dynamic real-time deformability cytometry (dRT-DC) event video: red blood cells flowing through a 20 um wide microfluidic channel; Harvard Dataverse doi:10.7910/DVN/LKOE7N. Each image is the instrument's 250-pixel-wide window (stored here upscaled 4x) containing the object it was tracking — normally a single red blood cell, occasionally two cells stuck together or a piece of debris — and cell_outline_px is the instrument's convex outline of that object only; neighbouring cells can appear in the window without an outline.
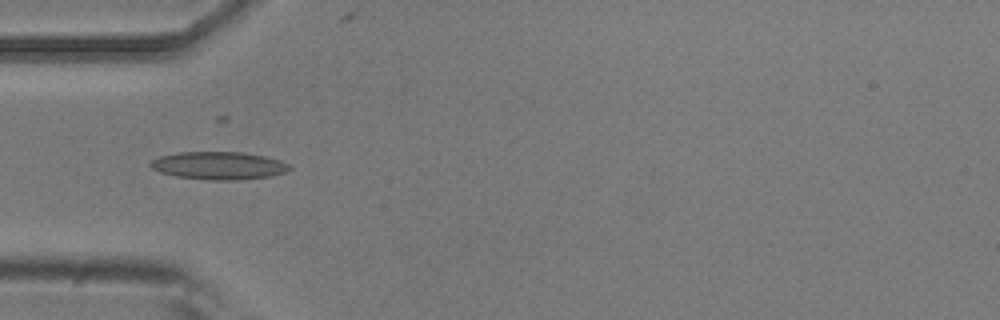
{"species": "common noctule bat (a hibernating species)", "species_latin": "Nyctalus noctula", "temperature_condition": "room temperature", "stored_images_in_passage": 6, "camera_frame_rate_fps": 3000, "um_per_image_px": 0.085, "animal": {"sex": "male", "body_mass_g": 20.5, "forearm_length_mm": 52.5}, "frame": {"image": 1, "passage_image": 2, "time_ms": 0.333, "image_size_px": [1000, 320], "cell_outline_px": [[292, 168], [284, 172], [268, 176], [236, 180], [212, 180], [176, 176], [160, 172], [152, 168], [148, 164], [152, 160], [160, 156], [180, 152], [240, 152], [264, 156], [280, 160], [288, 164]], "centroid_in_image_um": [18.57, 14.07], "position_along_channel_um": 66.4, "area_um2": 22.25}}
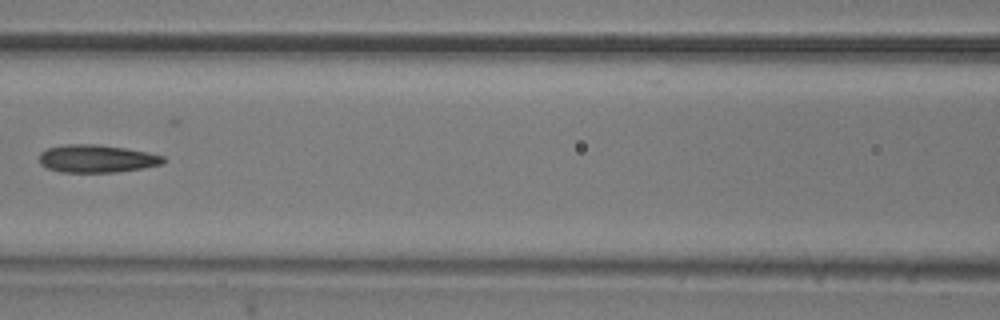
{"frame": {"image": 2, "passage_image": 4, "time_ms": 1.0, "image_size_px": [1000, 320], "cell_outline_px": [[164, 164], [116, 172], [60, 172], [48, 168], [40, 164], [40, 152], [48, 148], [64, 144], [96, 144], [124, 148], [148, 152], [164, 156]], "centroid_in_image_um": [8.21, 13.48], "position_along_channel_um": 158.4, "area_um2": 20.0}}
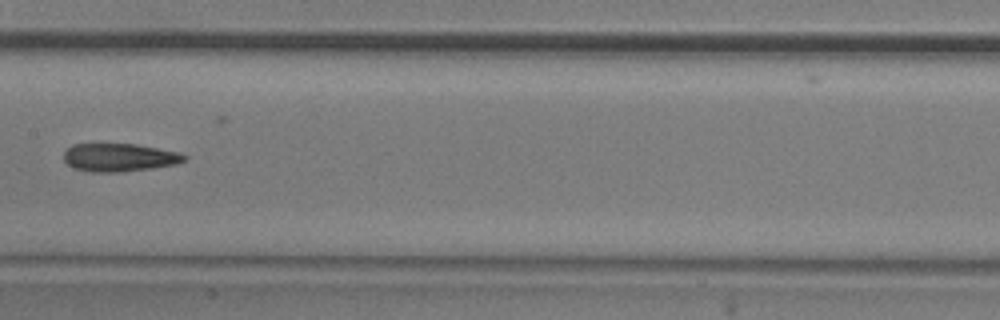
{"frame": {"image": 3, "passage_image": 5, "time_ms": 1.333, "image_size_px": [1000, 320], "cell_outline_px": [[188, 156], [184, 160], [176, 164], [152, 168], [120, 172], [92, 172], [76, 168], [68, 164], [64, 160], [64, 152], [72, 144], [136, 144], [180, 152]], "centroid_in_image_um": [10.16, 13.38], "position_along_channel_um": 197.2, "area_um2": 19.65}}